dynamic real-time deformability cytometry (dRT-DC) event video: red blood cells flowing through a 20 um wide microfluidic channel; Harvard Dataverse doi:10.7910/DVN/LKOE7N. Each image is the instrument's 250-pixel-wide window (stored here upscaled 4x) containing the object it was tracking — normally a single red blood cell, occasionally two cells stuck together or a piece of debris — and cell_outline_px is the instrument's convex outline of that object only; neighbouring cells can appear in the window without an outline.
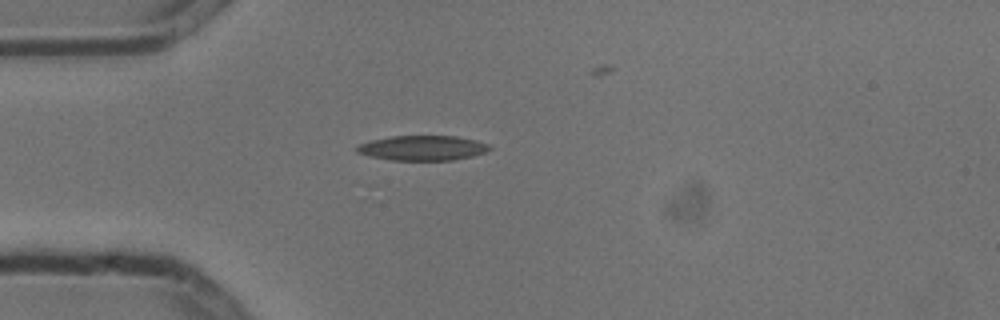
{"species": "common noctule bat (a hibernating species)", "species_latin": "Nyctalus noctula", "temperature_condition": "cold", "stored_images_in_passage": 3, "camera_frame_rate_fps": 3000, "um_per_image_px": 0.085, "animal": {"sex": "male", "body_mass_g": 13.3}, "frame": {"image": 1, "passage_image": 1, "time_ms": 0.0, "image_size_px": [1000, 320], "cell_outline_px": [[492, 148], [484, 152], [472, 156], [452, 160], [392, 160], [368, 156], [356, 152], [356, 148], [360, 144], [372, 140], [392, 136], [456, 136], [476, 140], [488, 144]], "centroid_in_image_um": [35.91, 12.58], "position_along_channel_um": 49.1, "area_um2": 19.13}}